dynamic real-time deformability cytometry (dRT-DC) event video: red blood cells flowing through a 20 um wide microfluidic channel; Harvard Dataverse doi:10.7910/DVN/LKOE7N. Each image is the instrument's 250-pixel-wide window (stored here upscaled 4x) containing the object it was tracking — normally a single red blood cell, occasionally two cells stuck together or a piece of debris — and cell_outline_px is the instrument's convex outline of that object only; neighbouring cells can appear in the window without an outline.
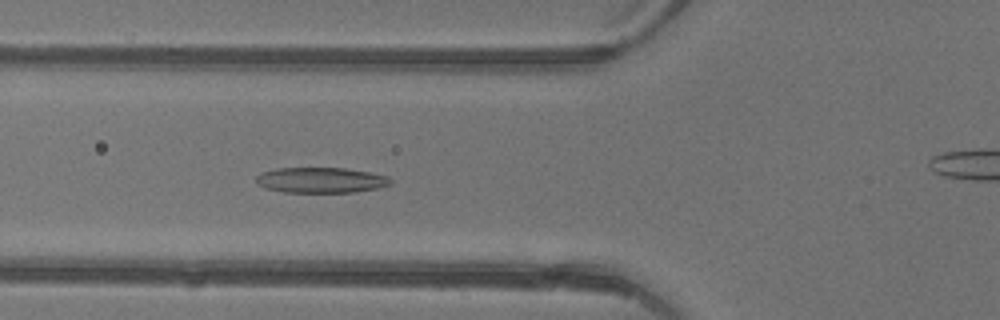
{"species": "common noctule bat (a hibernating species)", "species_latin": "Nyctalus noctula", "temperature_condition": "warm", "stored_images_in_passage": 44, "camera_frame_rate_fps": 3000, "um_per_image_px": 0.085, "animal": {"sex": "female"}, "frame": {"image": 1, "passage_image": 14, "time_ms": 4.333, "image_size_px": [1000, 320], "cell_outline_px": [[392, 184], [380, 188], [352, 192], [284, 192], [268, 188], [260, 184], [256, 180], [256, 176], [260, 172], [276, 168], [344, 168], [368, 172], [388, 176], [392, 180]], "centroid_in_image_um": [27.31, 15.3], "position_along_channel_um": 98.5, "area_um2": 19.88}}
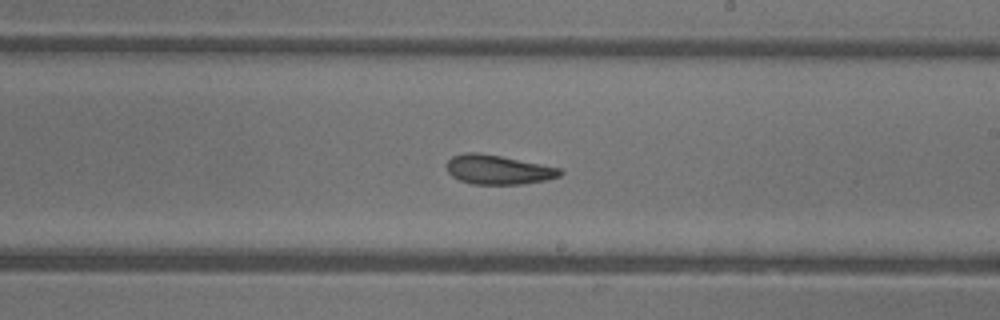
{"frame": {"image": 2, "passage_image": 24, "time_ms": 7.667, "image_size_px": [1000, 320], "cell_outline_px": [[564, 172], [560, 176], [544, 180], [524, 184], [472, 184], [460, 180], [452, 176], [448, 172], [448, 160], [452, 156], [464, 152], [476, 152], [500, 156], [560, 168]], "centroid_in_image_um": [42.33, 14.42], "position_along_channel_um": 246.7, "area_um2": 19.19}}
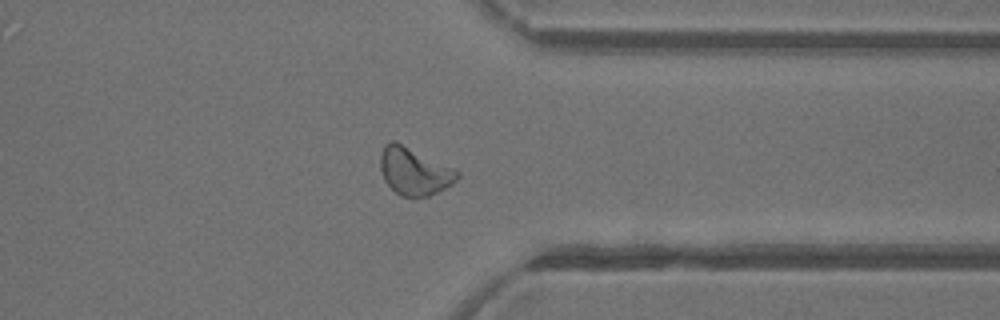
{"frame": {"image": 3, "passage_image": 33, "time_ms": 10.667, "image_size_px": [1000, 320], "cell_outline_px": [[460, 176], [452, 184], [428, 196], [400, 196], [384, 180], [380, 168], [380, 156], [384, 144], [392, 140], [396, 140], [456, 168], [460, 172]], "centroid_in_image_um": [35.22, 14.51], "position_along_channel_um": 376.2, "area_um2": 21.5}, "authors_computed_cell_mechanics": {"area_um2": 20.9814, "velocity_mm_per_s": 4.437, "shape_relaxation_time_tau1_ms": 6.6814, "shape_relaxation_time_tau2_ms": 2.031, "deformation_change_tau1": 0.1825, "deformation_change_tau2": 0.1004}}